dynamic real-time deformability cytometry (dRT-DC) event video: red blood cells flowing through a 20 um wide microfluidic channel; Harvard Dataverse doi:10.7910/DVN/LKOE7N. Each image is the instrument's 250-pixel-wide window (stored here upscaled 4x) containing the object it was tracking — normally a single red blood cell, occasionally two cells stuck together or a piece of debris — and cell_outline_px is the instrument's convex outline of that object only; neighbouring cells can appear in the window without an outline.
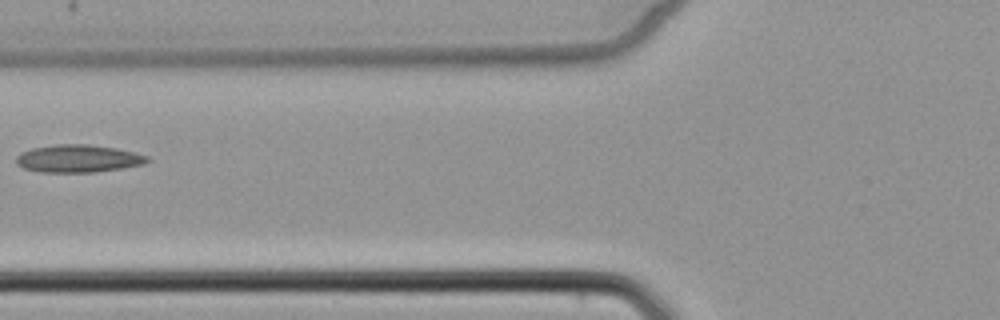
{"species": "common noctule bat (a hibernating species)", "species_latin": "Nyctalus noctula", "temperature_condition": "cold", "stored_images_in_passage": 7, "camera_frame_rate_fps": 3000, "um_per_image_px": 0.085, "animal": {"sex": "female", "body_mass_g": 22.7, "forearm_length_mm": 54.2}, "frame": {"image": 1, "passage_image": 6, "time_ms": 6.0, "image_size_px": [1000, 320], "cell_outline_px": [[152, 160], [144, 164], [96, 172], [40, 172], [24, 168], [16, 164], [16, 156], [20, 152], [32, 148], [56, 144], [88, 144], [116, 148], [136, 152], [148, 156]], "centroid_in_image_um": [6.65, 13.47], "position_along_channel_um": 119.1, "area_um2": 21.27}}
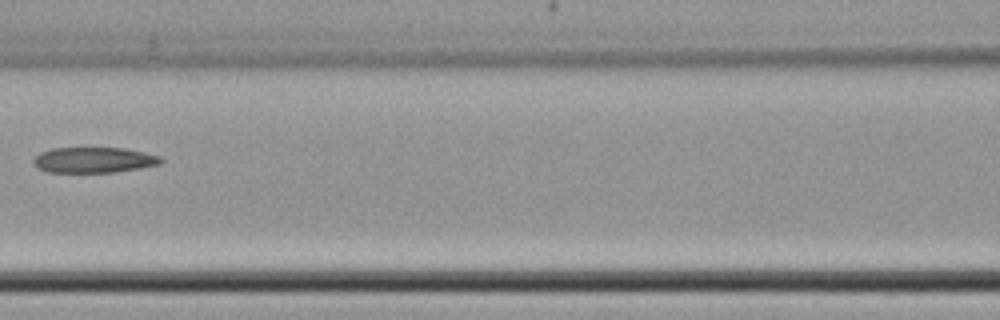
{"frame": {"image": 2, "passage_image": 7, "time_ms": 7.0, "image_size_px": [1000, 320], "cell_outline_px": [[164, 160], [160, 164], [140, 168], [112, 172], [48, 172], [36, 168], [32, 160], [40, 152], [52, 148], [124, 148], [144, 152], [160, 156]], "centroid_in_image_um": [7.96, 13.6], "position_along_channel_um": 158.6, "area_um2": 19.02}}